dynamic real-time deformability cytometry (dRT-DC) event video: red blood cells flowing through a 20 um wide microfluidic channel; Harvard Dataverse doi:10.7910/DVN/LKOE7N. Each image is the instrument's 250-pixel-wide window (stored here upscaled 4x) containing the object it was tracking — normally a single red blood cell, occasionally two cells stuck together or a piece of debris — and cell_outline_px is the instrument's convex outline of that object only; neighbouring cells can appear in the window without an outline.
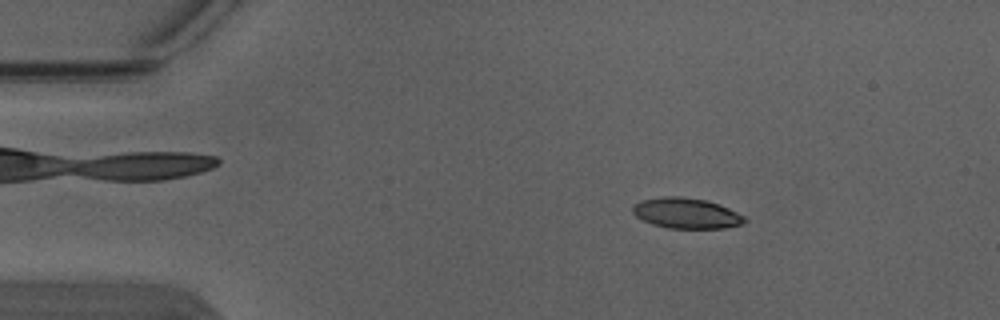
{"species": "Egyptian fruit bat (a non-hibernating species)", "species_latin": "Rousettus aegyptiacus", "temperature_condition": "warm", "stored_images_in_passage": 6, "segment_of_instrument_passage": [1, 2], "camera_frame_rate_fps": 3000, "um_per_image_px": 0.085, "animal": {"sex": "male"}, "frame": {"image": 1, "passage_image": 3, "time_ms": 0.667, "image_size_px": [1000, 320], "cell_outline_px": [[748, 220], [740, 224], [724, 228], [668, 228], [652, 224], [636, 216], [632, 212], [632, 204], [640, 200], [660, 196], [680, 196], [708, 200], [720, 204], [744, 216]], "centroid_in_image_um": [58.3, 18.1], "position_along_channel_um": 26.7, "area_um2": 20.06}}
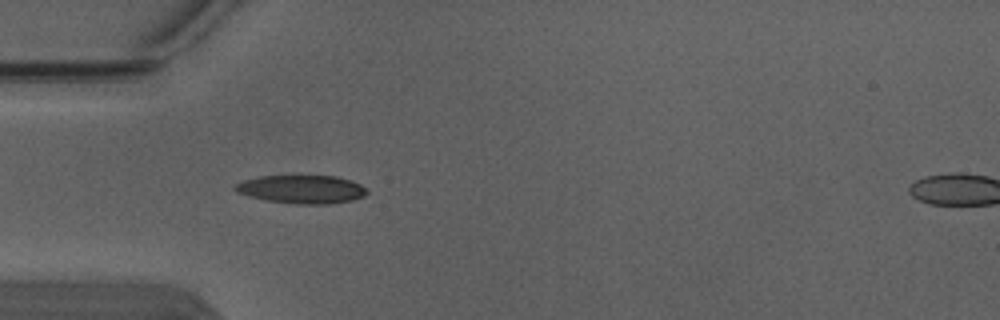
{"frame": {"image": 2, "passage_image": 5, "time_ms": 1.333, "image_size_px": [1000, 320], "cell_outline_px": [[368, 192], [364, 196], [352, 200], [328, 204], [296, 204], [268, 200], [248, 196], [236, 192], [232, 188], [236, 184], [244, 180], [260, 176], [336, 176], [352, 180], [360, 184]], "centroid_in_image_um": [25.64, 16.09], "position_along_channel_um": 59.4, "area_um2": 21.68}}